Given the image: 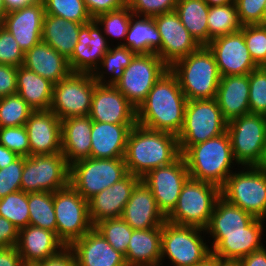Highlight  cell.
Masks as SVG:
<instances>
[{
    "label": "cell",
    "instance_id": "cell-1",
    "mask_svg": "<svg viewBox=\"0 0 266 266\" xmlns=\"http://www.w3.org/2000/svg\"><path fill=\"white\" fill-rule=\"evenodd\" d=\"M187 102L176 76L169 69L138 107L137 124L177 136L183 127Z\"/></svg>",
    "mask_w": 266,
    "mask_h": 266
},
{
    "label": "cell",
    "instance_id": "cell-2",
    "mask_svg": "<svg viewBox=\"0 0 266 266\" xmlns=\"http://www.w3.org/2000/svg\"><path fill=\"white\" fill-rule=\"evenodd\" d=\"M180 156L176 135L138 124L130 129L124 156L128 173L141 179L152 169L170 165Z\"/></svg>",
    "mask_w": 266,
    "mask_h": 266
},
{
    "label": "cell",
    "instance_id": "cell-3",
    "mask_svg": "<svg viewBox=\"0 0 266 266\" xmlns=\"http://www.w3.org/2000/svg\"><path fill=\"white\" fill-rule=\"evenodd\" d=\"M182 156L191 178L222 187L232 173L235 159L228 132L191 145ZM234 161V162H233Z\"/></svg>",
    "mask_w": 266,
    "mask_h": 266
},
{
    "label": "cell",
    "instance_id": "cell-4",
    "mask_svg": "<svg viewBox=\"0 0 266 266\" xmlns=\"http://www.w3.org/2000/svg\"><path fill=\"white\" fill-rule=\"evenodd\" d=\"M169 69L188 101L216 97L221 76L215 57L207 46H201Z\"/></svg>",
    "mask_w": 266,
    "mask_h": 266
},
{
    "label": "cell",
    "instance_id": "cell-5",
    "mask_svg": "<svg viewBox=\"0 0 266 266\" xmlns=\"http://www.w3.org/2000/svg\"><path fill=\"white\" fill-rule=\"evenodd\" d=\"M220 197L221 188L217 185L189 177L166 221L205 229Z\"/></svg>",
    "mask_w": 266,
    "mask_h": 266
},
{
    "label": "cell",
    "instance_id": "cell-6",
    "mask_svg": "<svg viewBox=\"0 0 266 266\" xmlns=\"http://www.w3.org/2000/svg\"><path fill=\"white\" fill-rule=\"evenodd\" d=\"M233 157L237 165L264 166L266 121L262 114L247 113L227 122Z\"/></svg>",
    "mask_w": 266,
    "mask_h": 266
},
{
    "label": "cell",
    "instance_id": "cell-7",
    "mask_svg": "<svg viewBox=\"0 0 266 266\" xmlns=\"http://www.w3.org/2000/svg\"><path fill=\"white\" fill-rule=\"evenodd\" d=\"M243 168L242 171L232 172L229 175L221 187V197L253 217L265 220L266 167L244 166Z\"/></svg>",
    "mask_w": 266,
    "mask_h": 266
},
{
    "label": "cell",
    "instance_id": "cell-8",
    "mask_svg": "<svg viewBox=\"0 0 266 266\" xmlns=\"http://www.w3.org/2000/svg\"><path fill=\"white\" fill-rule=\"evenodd\" d=\"M205 229L195 226L177 225L165 221L162 226L161 259L169 258L173 266H194L212 254L206 240Z\"/></svg>",
    "mask_w": 266,
    "mask_h": 266
},
{
    "label": "cell",
    "instance_id": "cell-9",
    "mask_svg": "<svg viewBox=\"0 0 266 266\" xmlns=\"http://www.w3.org/2000/svg\"><path fill=\"white\" fill-rule=\"evenodd\" d=\"M227 131L216 99L189 100L184 123L177 135L181 155L191 146L217 137Z\"/></svg>",
    "mask_w": 266,
    "mask_h": 266
},
{
    "label": "cell",
    "instance_id": "cell-10",
    "mask_svg": "<svg viewBox=\"0 0 266 266\" xmlns=\"http://www.w3.org/2000/svg\"><path fill=\"white\" fill-rule=\"evenodd\" d=\"M128 174L124 158H85L70 165L69 184L86 200Z\"/></svg>",
    "mask_w": 266,
    "mask_h": 266
},
{
    "label": "cell",
    "instance_id": "cell-11",
    "mask_svg": "<svg viewBox=\"0 0 266 266\" xmlns=\"http://www.w3.org/2000/svg\"><path fill=\"white\" fill-rule=\"evenodd\" d=\"M53 203L56 235L65 247H69L93 228L89 217L88 200L70 184L53 192Z\"/></svg>",
    "mask_w": 266,
    "mask_h": 266
},
{
    "label": "cell",
    "instance_id": "cell-12",
    "mask_svg": "<svg viewBox=\"0 0 266 266\" xmlns=\"http://www.w3.org/2000/svg\"><path fill=\"white\" fill-rule=\"evenodd\" d=\"M70 165L62 153L24 157L21 191L55 192L69 185Z\"/></svg>",
    "mask_w": 266,
    "mask_h": 266
},
{
    "label": "cell",
    "instance_id": "cell-13",
    "mask_svg": "<svg viewBox=\"0 0 266 266\" xmlns=\"http://www.w3.org/2000/svg\"><path fill=\"white\" fill-rule=\"evenodd\" d=\"M96 84L92 74L71 72L54 84L50 110L60 120L88 116Z\"/></svg>",
    "mask_w": 266,
    "mask_h": 266
},
{
    "label": "cell",
    "instance_id": "cell-14",
    "mask_svg": "<svg viewBox=\"0 0 266 266\" xmlns=\"http://www.w3.org/2000/svg\"><path fill=\"white\" fill-rule=\"evenodd\" d=\"M168 70L169 67L156 53L136 54L114 86L138 109L154 84Z\"/></svg>",
    "mask_w": 266,
    "mask_h": 266
},
{
    "label": "cell",
    "instance_id": "cell-15",
    "mask_svg": "<svg viewBox=\"0 0 266 266\" xmlns=\"http://www.w3.org/2000/svg\"><path fill=\"white\" fill-rule=\"evenodd\" d=\"M189 177L185 159L181 155L170 165L152 169L141 180L151 190L159 210L167 217L175 208Z\"/></svg>",
    "mask_w": 266,
    "mask_h": 266
},
{
    "label": "cell",
    "instance_id": "cell-16",
    "mask_svg": "<svg viewBox=\"0 0 266 266\" xmlns=\"http://www.w3.org/2000/svg\"><path fill=\"white\" fill-rule=\"evenodd\" d=\"M153 18L161 36V48L156 54L169 68L201 47L182 24L175 11Z\"/></svg>",
    "mask_w": 266,
    "mask_h": 266
},
{
    "label": "cell",
    "instance_id": "cell-17",
    "mask_svg": "<svg viewBox=\"0 0 266 266\" xmlns=\"http://www.w3.org/2000/svg\"><path fill=\"white\" fill-rule=\"evenodd\" d=\"M207 47L215 57L221 77L245 75L258 68L250 56L241 30L214 38Z\"/></svg>",
    "mask_w": 266,
    "mask_h": 266
},
{
    "label": "cell",
    "instance_id": "cell-18",
    "mask_svg": "<svg viewBox=\"0 0 266 266\" xmlns=\"http://www.w3.org/2000/svg\"><path fill=\"white\" fill-rule=\"evenodd\" d=\"M105 37L94 19L81 26L75 50L68 59L71 72L93 74L111 47Z\"/></svg>",
    "mask_w": 266,
    "mask_h": 266
},
{
    "label": "cell",
    "instance_id": "cell-19",
    "mask_svg": "<svg viewBox=\"0 0 266 266\" xmlns=\"http://www.w3.org/2000/svg\"><path fill=\"white\" fill-rule=\"evenodd\" d=\"M263 219L255 218L246 232L209 233L213 238L211 252L223 261H239L253 251L262 249Z\"/></svg>",
    "mask_w": 266,
    "mask_h": 266
},
{
    "label": "cell",
    "instance_id": "cell-20",
    "mask_svg": "<svg viewBox=\"0 0 266 266\" xmlns=\"http://www.w3.org/2000/svg\"><path fill=\"white\" fill-rule=\"evenodd\" d=\"M89 116L96 122L137 124V109L113 85H95Z\"/></svg>",
    "mask_w": 266,
    "mask_h": 266
},
{
    "label": "cell",
    "instance_id": "cell-21",
    "mask_svg": "<svg viewBox=\"0 0 266 266\" xmlns=\"http://www.w3.org/2000/svg\"><path fill=\"white\" fill-rule=\"evenodd\" d=\"M44 16V3L38 1L6 13L0 24L13 35L19 47L26 52L42 40Z\"/></svg>",
    "mask_w": 266,
    "mask_h": 266
},
{
    "label": "cell",
    "instance_id": "cell-22",
    "mask_svg": "<svg viewBox=\"0 0 266 266\" xmlns=\"http://www.w3.org/2000/svg\"><path fill=\"white\" fill-rule=\"evenodd\" d=\"M141 179L128 173L119 182L105 188L88 200L89 217L94 226L99 221L121 217L135 185Z\"/></svg>",
    "mask_w": 266,
    "mask_h": 266
},
{
    "label": "cell",
    "instance_id": "cell-23",
    "mask_svg": "<svg viewBox=\"0 0 266 266\" xmlns=\"http://www.w3.org/2000/svg\"><path fill=\"white\" fill-rule=\"evenodd\" d=\"M25 127L30 155L61 153V120L50 109L33 111Z\"/></svg>",
    "mask_w": 266,
    "mask_h": 266
},
{
    "label": "cell",
    "instance_id": "cell-24",
    "mask_svg": "<svg viewBox=\"0 0 266 266\" xmlns=\"http://www.w3.org/2000/svg\"><path fill=\"white\" fill-rule=\"evenodd\" d=\"M69 248L75 255L76 266H127L124 255L116 251L94 227Z\"/></svg>",
    "mask_w": 266,
    "mask_h": 266
},
{
    "label": "cell",
    "instance_id": "cell-25",
    "mask_svg": "<svg viewBox=\"0 0 266 266\" xmlns=\"http://www.w3.org/2000/svg\"><path fill=\"white\" fill-rule=\"evenodd\" d=\"M121 218L132 229L162 227L166 217L159 210L151 190L140 180L132 190Z\"/></svg>",
    "mask_w": 266,
    "mask_h": 266
},
{
    "label": "cell",
    "instance_id": "cell-26",
    "mask_svg": "<svg viewBox=\"0 0 266 266\" xmlns=\"http://www.w3.org/2000/svg\"><path fill=\"white\" fill-rule=\"evenodd\" d=\"M16 247L23 264L33 265L38 261L55 256L65 248V245L54 232L28 225L19 230Z\"/></svg>",
    "mask_w": 266,
    "mask_h": 266
},
{
    "label": "cell",
    "instance_id": "cell-27",
    "mask_svg": "<svg viewBox=\"0 0 266 266\" xmlns=\"http://www.w3.org/2000/svg\"><path fill=\"white\" fill-rule=\"evenodd\" d=\"M136 124H112L92 121L90 157L124 158L127 137Z\"/></svg>",
    "mask_w": 266,
    "mask_h": 266
},
{
    "label": "cell",
    "instance_id": "cell-28",
    "mask_svg": "<svg viewBox=\"0 0 266 266\" xmlns=\"http://www.w3.org/2000/svg\"><path fill=\"white\" fill-rule=\"evenodd\" d=\"M215 99L227 122L250 113L249 74L222 76Z\"/></svg>",
    "mask_w": 266,
    "mask_h": 266
},
{
    "label": "cell",
    "instance_id": "cell-29",
    "mask_svg": "<svg viewBox=\"0 0 266 266\" xmlns=\"http://www.w3.org/2000/svg\"><path fill=\"white\" fill-rule=\"evenodd\" d=\"M91 130L89 115L61 120V153L69 165L90 157Z\"/></svg>",
    "mask_w": 266,
    "mask_h": 266
},
{
    "label": "cell",
    "instance_id": "cell-30",
    "mask_svg": "<svg viewBox=\"0 0 266 266\" xmlns=\"http://www.w3.org/2000/svg\"><path fill=\"white\" fill-rule=\"evenodd\" d=\"M23 66L54 84L71 73L68 60L42 40L25 52Z\"/></svg>",
    "mask_w": 266,
    "mask_h": 266
},
{
    "label": "cell",
    "instance_id": "cell-31",
    "mask_svg": "<svg viewBox=\"0 0 266 266\" xmlns=\"http://www.w3.org/2000/svg\"><path fill=\"white\" fill-rule=\"evenodd\" d=\"M162 227L133 229L126 255L127 266H160Z\"/></svg>",
    "mask_w": 266,
    "mask_h": 266
},
{
    "label": "cell",
    "instance_id": "cell-32",
    "mask_svg": "<svg viewBox=\"0 0 266 266\" xmlns=\"http://www.w3.org/2000/svg\"><path fill=\"white\" fill-rule=\"evenodd\" d=\"M83 24L86 23L67 21L64 18L45 14L42 41L68 60L75 50L79 30Z\"/></svg>",
    "mask_w": 266,
    "mask_h": 266
},
{
    "label": "cell",
    "instance_id": "cell-33",
    "mask_svg": "<svg viewBox=\"0 0 266 266\" xmlns=\"http://www.w3.org/2000/svg\"><path fill=\"white\" fill-rule=\"evenodd\" d=\"M17 94L34 110H49L54 83L37 73L19 66L17 70Z\"/></svg>",
    "mask_w": 266,
    "mask_h": 266
},
{
    "label": "cell",
    "instance_id": "cell-34",
    "mask_svg": "<svg viewBox=\"0 0 266 266\" xmlns=\"http://www.w3.org/2000/svg\"><path fill=\"white\" fill-rule=\"evenodd\" d=\"M117 45L129 48L135 54L156 53L161 48V36L153 17L132 15L125 38Z\"/></svg>",
    "mask_w": 266,
    "mask_h": 266
},
{
    "label": "cell",
    "instance_id": "cell-35",
    "mask_svg": "<svg viewBox=\"0 0 266 266\" xmlns=\"http://www.w3.org/2000/svg\"><path fill=\"white\" fill-rule=\"evenodd\" d=\"M254 219L251 214L220 197L205 228V234L246 232V227Z\"/></svg>",
    "mask_w": 266,
    "mask_h": 266
},
{
    "label": "cell",
    "instance_id": "cell-36",
    "mask_svg": "<svg viewBox=\"0 0 266 266\" xmlns=\"http://www.w3.org/2000/svg\"><path fill=\"white\" fill-rule=\"evenodd\" d=\"M208 11L204 0H178L175 8L182 24L201 46L209 44Z\"/></svg>",
    "mask_w": 266,
    "mask_h": 266
},
{
    "label": "cell",
    "instance_id": "cell-37",
    "mask_svg": "<svg viewBox=\"0 0 266 266\" xmlns=\"http://www.w3.org/2000/svg\"><path fill=\"white\" fill-rule=\"evenodd\" d=\"M135 55L129 48L122 45L110 47V50L105 53L98 68L92 74L95 82L114 86L121 79L124 69L130 64ZM104 74L105 76H107L106 74L111 75L110 79L105 80Z\"/></svg>",
    "mask_w": 266,
    "mask_h": 266
},
{
    "label": "cell",
    "instance_id": "cell-38",
    "mask_svg": "<svg viewBox=\"0 0 266 266\" xmlns=\"http://www.w3.org/2000/svg\"><path fill=\"white\" fill-rule=\"evenodd\" d=\"M207 22L209 43L214 38L234 33L243 27L235 3L209 7Z\"/></svg>",
    "mask_w": 266,
    "mask_h": 266
},
{
    "label": "cell",
    "instance_id": "cell-39",
    "mask_svg": "<svg viewBox=\"0 0 266 266\" xmlns=\"http://www.w3.org/2000/svg\"><path fill=\"white\" fill-rule=\"evenodd\" d=\"M29 225L52 231L56 234V216L53 192L28 193Z\"/></svg>",
    "mask_w": 266,
    "mask_h": 266
},
{
    "label": "cell",
    "instance_id": "cell-40",
    "mask_svg": "<svg viewBox=\"0 0 266 266\" xmlns=\"http://www.w3.org/2000/svg\"><path fill=\"white\" fill-rule=\"evenodd\" d=\"M93 227L116 251L126 255L133 229L121 217L99 221Z\"/></svg>",
    "mask_w": 266,
    "mask_h": 266
},
{
    "label": "cell",
    "instance_id": "cell-41",
    "mask_svg": "<svg viewBox=\"0 0 266 266\" xmlns=\"http://www.w3.org/2000/svg\"><path fill=\"white\" fill-rule=\"evenodd\" d=\"M0 216L13 223L18 230L29 225L28 193L16 191L0 199Z\"/></svg>",
    "mask_w": 266,
    "mask_h": 266
},
{
    "label": "cell",
    "instance_id": "cell-42",
    "mask_svg": "<svg viewBox=\"0 0 266 266\" xmlns=\"http://www.w3.org/2000/svg\"><path fill=\"white\" fill-rule=\"evenodd\" d=\"M33 111L17 93L0 98V128L24 126Z\"/></svg>",
    "mask_w": 266,
    "mask_h": 266
},
{
    "label": "cell",
    "instance_id": "cell-43",
    "mask_svg": "<svg viewBox=\"0 0 266 266\" xmlns=\"http://www.w3.org/2000/svg\"><path fill=\"white\" fill-rule=\"evenodd\" d=\"M45 14L67 21L89 23L93 20L83 0H43Z\"/></svg>",
    "mask_w": 266,
    "mask_h": 266
},
{
    "label": "cell",
    "instance_id": "cell-44",
    "mask_svg": "<svg viewBox=\"0 0 266 266\" xmlns=\"http://www.w3.org/2000/svg\"><path fill=\"white\" fill-rule=\"evenodd\" d=\"M133 13L128 6L114 11L101 13L97 15L94 20L101 27L104 35L110 38L115 37L125 40L128 27Z\"/></svg>",
    "mask_w": 266,
    "mask_h": 266
},
{
    "label": "cell",
    "instance_id": "cell-45",
    "mask_svg": "<svg viewBox=\"0 0 266 266\" xmlns=\"http://www.w3.org/2000/svg\"><path fill=\"white\" fill-rule=\"evenodd\" d=\"M241 31L251 58L262 67L266 63V27L263 24L243 25Z\"/></svg>",
    "mask_w": 266,
    "mask_h": 266
},
{
    "label": "cell",
    "instance_id": "cell-46",
    "mask_svg": "<svg viewBox=\"0 0 266 266\" xmlns=\"http://www.w3.org/2000/svg\"><path fill=\"white\" fill-rule=\"evenodd\" d=\"M250 113H266V70L258 67L249 73Z\"/></svg>",
    "mask_w": 266,
    "mask_h": 266
},
{
    "label": "cell",
    "instance_id": "cell-47",
    "mask_svg": "<svg viewBox=\"0 0 266 266\" xmlns=\"http://www.w3.org/2000/svg\"><path fill=\"white\" fill-rule=\"evenodd\" d=\"M0 144L18 156H30L29 139L25 125L0 128Z\"/></svg>",
    "mask_w": 266,
    "mask_h": 266
},
{
    "label": "cell",
    "instance_id": "cell-48",
    "mask_svg": "<svg viewBox=\"0 0 266 266\" xmlns=\"http://www.w3.org/2000/svg\"><path fill=\"white\" fill-rule=\"evenodd\" d=\"M24 54L13 35L0 24V64L23 66Z\"/></svg>",
    "mask_w": 266,
    "mask_h": 266
},
{
    "label": "cell",
    "instance_id": "cell-49",
    "mask_svg": "<svg viewBox=\"0 0 266 266\" xmlns=\"http://www.w3.org/2000/svg\"><path fill=\"white\" fill-rule=\"evenodd\" d=\"M24 157L19 156L8 166L0 169V199L21 190Z\"/></svg>",
    "mask_w": 266,
    "mask_h": 266
},
{
    "label": "cell",
    "instance_id": "cell-50",
    "mask_svg": "<svg viewBox=\"0 0 266 266\" xmlns=\"http://www.w3.org/2000/svg\"><path fill=\"white\" fill-rule=\"evenodd\" d=\"M178 0H127V6L134 15L154 17L175 11Z\"/></svg>",
    "mask_w": 266,
    "mask_h": 266
},
{
    "label": "cell",
    "instance_id": "cell-51",
    "mask_svg": "<svg viewBox=\"0 0 266 266\" xmlns=\"http://www.w3.org/2000/svg\"><path fill=\"white\" fill-rule=\"evenodd\" d=\"M266 0H235L239 19L243 25L264 24Z\"/></svg>",
    "mask_w": 266,
    "mask_h": 266
},
{
    "label": "cell",
    "instance_id": "cell-52",
    "mask_svg": "<svg viewBox=\"0 0 266 266\" xmlns=\"http://www.w3.org/2000/svg\"><path fill=\"white\" fill-rule=\"evenodd\" d=\"M18 67L0 64V98L17 93Z\"/></svg>",
    "mask_w": 266,
    "mask_h": 266
},
{
    "label": "cell",
    "instance_id": "cell-53",
    "mask_svg": "<svg viewBox=\"0 0 266 266\" xmlns=\"http://www.w3.org/2000/svg\"><path fill=\"white\" fill-rule=\"evenodd\" d=\"M83 1L85 2L86 8L93 19L101 13L114 11L127 6V0H83Z\"/></svg>",
    "mask_w": 266,
    "mask_h": 266
},
{
    "label": "cell",
    "instance_id": "cell-54",
    "mask_svg": "<svg viewBox=\"0 0 266 266\" xmlns=\"http://www.w3.org/2000/svg\"><path fill=\"white\" fill-rule=\"evenodd\" d=\"M19 230L6 218L0 216V247L17 246Z\"/></svg>",
    "mask_w": 266,
    "mask_h": 266
},
{
    "label": "cell",
    "instance_id": "cell-55",
    "mask_svg": "<svg viewBox=\"0 0 266 266\" xmlns=\"http://www.w3.org/2000/svg\"><path fill=\"white\" fill-rule=\"evenodd\" d=\"M34 266H76V259L73 251L65 247L58 254L45 260L38 261Z\"/></svg>",
    "mask_w": 266,
    "mask_h": 266
},
{
    "label": "cell",
    "instance_id": "cell-56",
    "mask_svg": "<svg viewBox=\"0 0 266 266\" xmlns=\"http://www.w3.org/2000/svg\"><path fill=\"white\" fill-rule=\"evenodd\" d=\"M0 266H24L16 246L0 247Z\"/></svg>",
    "mask_w": 266,
    "mask_h": 266
},
{
    "label": "cell",
    "instance_id": "cell-57",
    "mask_svg": "<svg viewBox=\"0 0 266 266\" xmlns=\"http://www.w3.org/2000/svg\"><path fill=\"white\" fill-rule=\"evenodd\" d=\"M238 262L241 266H266V247L253 251Z\"/></svg>",
    "mask_w": 266,
    "mask_h": 266
},
{
    "label": "cell",
    "instance_id": "cell-58",
    "mask_svg": "<svg viewBox=\"0 0 266 266\" xmlns=\"http://www.w3.org/2000/svg\"><path fill=\"white\" fill-rule=\"evenodd\" d=\"M19 156L14 153L13 151H10L5 146L0 144V169L8 166L13 161H15Z\"/></svg>",
    "mask_w": 266,
    "mask_h": 266
},
{
    "label": "cell",
    "instance_id": "cell-59",
    "mask_svg": "<svg viewBox=\"0 0 266 266\" xmlns=\"http://www.w3.org/2000/svg\"><path fill=\"white\" fill-rule=\"evenodd\" d=\"M43 0H3L6 13Z\"/></svg>",
    "mask_w": 266,
    "mask_h": 266
},
{
    "label": "cell",
    "instance_id": "cell-60",
    "mask_svg": "<svg viewBox=\"0 0 266 266\" xmlns=\"http://www.w3.org/2000/svg\"><path fill=\"white\" fill-rule=\"evenodd\" d=\"M194 266H219V258L211 254L204 261Z\"/></svg>",
    "mask_w": 266,
    "mask_h": 266
},
{
    "label": "cell",
    "instance_id": "cell-61",
    "mask_svg": "<svg viewBox=\"0 0 266 266\" xmlns=\"http://www.w3.org/2000/svg\"><path fill=\"white\" fill-rule=\"evenodd\" d=\"M209 7L235 3V0H204Z\"/></svg>",
    "mask_w": 266,
    "mask_h": 266
},
{
    "label": "cell",
    "instance_id": "cell-62",
    "mask_svg": "<svg viewBox=\"0 0 266 266\" xmlns=\"http://www.w3.org/2000/svg\"><path fill=\"white\" fill-rule=\"evenodd\" d=\"M219 266H241L238 261H223L219 259Z\"/></svg>",
    "mask_w": 266,
    "mask_h": 266
},
{
    "label": "cell",
    "instance_id": "cell-63",
    "mask_svg": "<svg viewBox=\"0 0 266 266\" xmlns=\"http://www.w3.org/2000/svg\"><path fill=\"white\" fill-rule=\"evenodd\" d=\"M6 14L5 6L3 0H0V22L3 20L4 16Z\"/></svg>",
    "mask_w": 266,
    "mask_h": 266
},
{
    "label": "cell",
    "instance_id": "cell-64",
    "mask_svg": "<svg viewBox=\"0 0 266 266\" xmlns=\"http://www.w3.org/2000/svg\"><path fill=\"white\" fill-rule=\"evenodd\" d=\"M263 16H264V23H266V1H265V5H264Z\"/></svg>",
    "mask_w": 266,
    "mask_h": 266
},
{
    "label": "cell",
    "instance_id": "cell-65",
    "mask_svg": "<svg viewBox=\"0 0 266 266\" xmlns=\"http://www.w3.org/2000/svg\"><path fill=\"white\" fill-rule=\"evenodd\" d=\"M262 67L266 70V63Z\"/></svg>",
    "mask_w": 266,
    "mask_h": 266
}]
</instances>
